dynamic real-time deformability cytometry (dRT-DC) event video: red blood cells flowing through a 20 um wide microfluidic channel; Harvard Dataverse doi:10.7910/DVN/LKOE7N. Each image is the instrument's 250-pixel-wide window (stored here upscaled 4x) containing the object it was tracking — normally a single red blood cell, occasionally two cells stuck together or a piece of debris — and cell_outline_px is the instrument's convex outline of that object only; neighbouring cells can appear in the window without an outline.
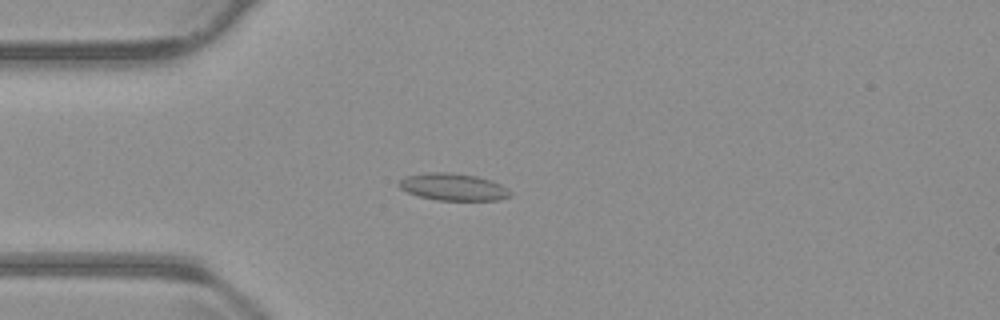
{"species": "common noctule bat (a hibernating species)", "species_latin": "Nyctalus noctula", "temperature_condition": "warm", "stored_images_in_passage": 55, "camera_frame_rate_fps": 3000, "um_per_image_px": 0.085, "animal": {"sex": "male", "body_mass_g": 23.1, "forearm_length_mm": 52.7}, "frame": {"image": 1, "passage_image": 15, "time_ms": 4.667, "image_size_px": [1000, 320], "cell_outline_px": [[512, 196], [500, 200], [436, 200], [420, 196], [408, 192], [400, 188], [396, 184], [404, 176], [428, 172], [448, 172], [476, 176], [492, 180], [508, 188], [512, 192]], "centroid_in_image_um": [38.54, 15.89], "position_along_channel_um": 46.5, "area_um2": 17.74}}
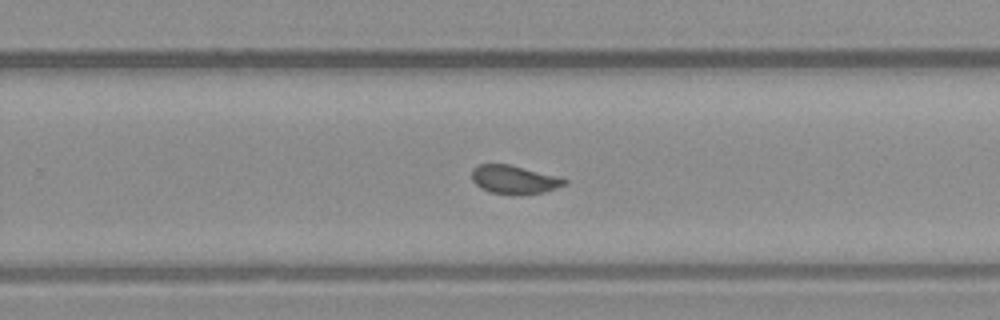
{"frame": {"image": 2, "passage_image": 35, "time_ms": 11.333, "image_size_px": [1000, 320], "cell_outline_px": [[568, 184], [544, 192], [516, 196], [488, 192], [480, 188], [472, 180], [472, 168], [476, 164], [508, 164], [556, 176], [568, 180]], "centroid_in_image_um": [43.68, 15.29], "position_along_channel_um": 286.1, "area_um2": 15.61}}
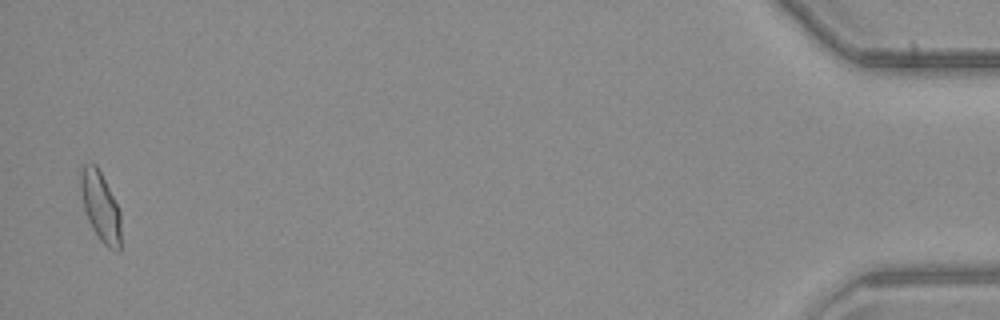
{"frame": {"image": 3, "passage_image": 54, "time_ms": 17.667, "image_size_px": [1000, 320], "cell_outline_px": [[120, 252], [116, 252], [108, 248], [100, 240], [92, 228], [88, 220], [84, 208], [80, 192], [80, 172], [84, 164], [96, 164], [120, 212]], "centroid_in_image_um": [8.53, 17.59], "position_along_channel_um": 426.7, "area_um2": 16.13}, "authors_computed_cell_mechanics": {"area_um2": 16.2418, "velocity_mm_per_s": 3.7888, "shape_relaxation_time_tau1_ms": 11.1989, "shape_relaxation_time_tau2_ms": 0.8831, "deformation_change_tau1": 0.184, "deformation_change_tau2": 0.0703}}